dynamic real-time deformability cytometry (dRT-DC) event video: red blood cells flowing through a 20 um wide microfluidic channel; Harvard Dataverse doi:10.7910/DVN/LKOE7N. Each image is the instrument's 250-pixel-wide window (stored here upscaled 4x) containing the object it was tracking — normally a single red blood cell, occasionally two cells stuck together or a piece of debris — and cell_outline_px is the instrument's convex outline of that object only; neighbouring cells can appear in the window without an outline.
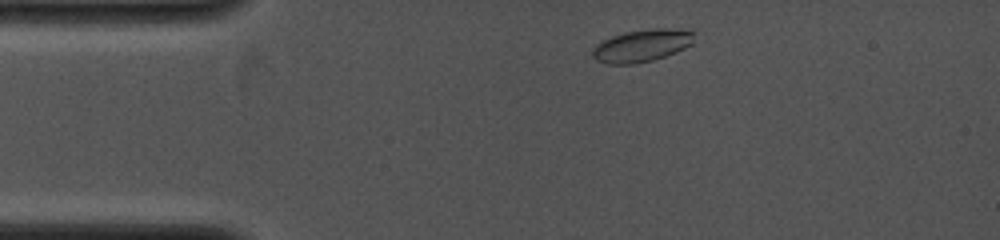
{"species": "common noctule bat (a hibernating species)", "species_latin": "Nyctalus noctula", "temperature_condition": "cold", "stored_images_in_passage": 11, "camera_frame_rate_fps": 4000, "um_per_image_px": 0.085, "animal": {"sex": "female", "body_mass_g": 19.0, "forearm_length_mm": 53.3}, "frame": {"image": 1, "passage_image": 2, "time_ms": 0.25, "image_size_px": [1000, 240], "cell_outline_px": [[696, 32], [692, 44], [676, 52], [652, 60], [632, 64], [608, 64], [596, 60], [592, 56], [592, 48], [596, 44], [612, 36], [624, 32], [652, 28], [668, 28]], "centroid_in_image_um": [54.55, 3.87], "position_along_channel_um": 30.5, "area_um2": 19.19}}
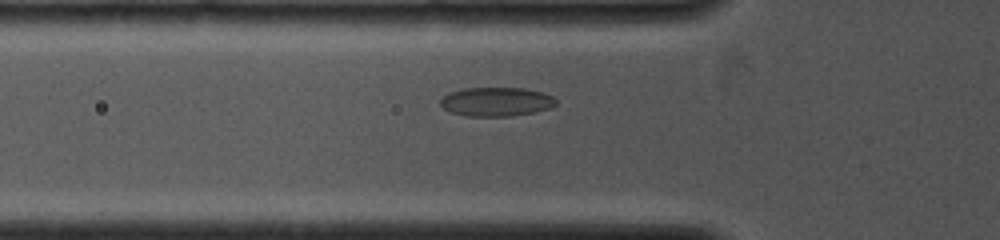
{"frame": {"image": 2, "passage_image": 8, "time_ms": 2.5, "image_size_px": [1000, 240], "cell_outline_px": [[556, 104], [552, 108], [512, 116], [468, 116], [452, 112], [444, 108], [440, 104], [440, 100], [448, 92], [464, 88], [524, 88], [540, 92], [552, 96], [556, 100]], "centroid_in_image_um": [42.18, 8.64], "position_along_channel_um": 83.6, "area_um2": 19.42}}
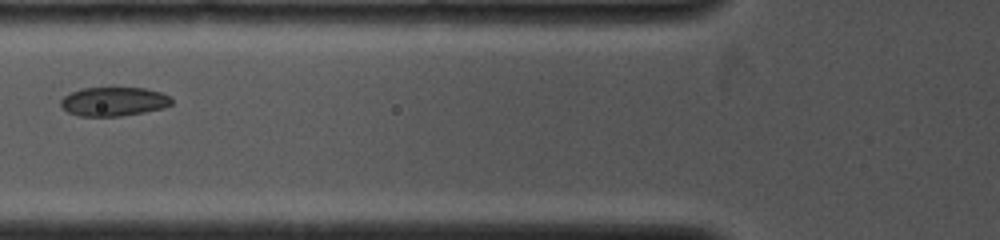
{"frame": {"image": 3, "passage_image": 10, "time_ms": 3.25, "image_size_px": [1000, 240], "cell_outline_px": [[172, 104], [164, 108], [144, 112], [120, 116], [80, 116], [68, 112], [60, 104], [60, 100], [64, 96], [80, 88], [112, 84], [144, 88], [160, 92], [172, 96]], "centroid_in_image_um": [9.68, 8.57], "position_along_channel_um": 116.1, "area_um2": 19.65}}